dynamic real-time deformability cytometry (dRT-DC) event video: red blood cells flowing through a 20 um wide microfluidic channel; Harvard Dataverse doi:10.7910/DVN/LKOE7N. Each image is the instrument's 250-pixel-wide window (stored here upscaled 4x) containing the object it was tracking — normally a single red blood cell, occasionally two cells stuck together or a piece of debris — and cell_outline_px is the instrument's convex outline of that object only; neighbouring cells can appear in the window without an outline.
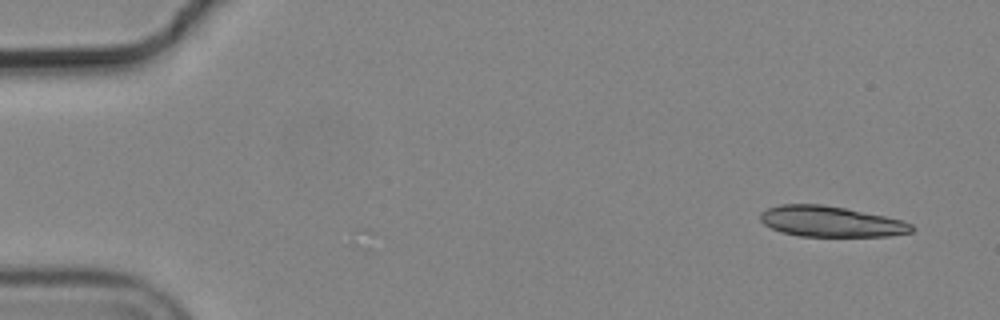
{"species": "common noctule bat (a hibernating species)", "species_latin": "Nyctalus noctula", "temperature_condition": "cold", "stored_images_in_passage": 53, "segment_of_instrument_passage": [1, 2], "camera_frame_rate_fps": 3000, "um_per_image_px": 0.085, "animal": {"sex": "male", "body_mass_g": 19.2, "forearm_length_mm": 51.8}, "frame": {"image": 1, "passage_image": 1, "time_ms": 0.0, "image_size_px": [1000, 320], "cell_outline_px": [[916, 228], [912, 232], [888, 236], [800, 236], [780, 232], [764, 224], [760, 220], [760, 212], [768, 208], [780, 204], [824, 204], [848, 208], [884, 216], [900, 220], [912, 224]], "centroid_in_image_um": [70.61, 18.82], "position_along_channel_um": 14.4, "area_um2": 27.17}}